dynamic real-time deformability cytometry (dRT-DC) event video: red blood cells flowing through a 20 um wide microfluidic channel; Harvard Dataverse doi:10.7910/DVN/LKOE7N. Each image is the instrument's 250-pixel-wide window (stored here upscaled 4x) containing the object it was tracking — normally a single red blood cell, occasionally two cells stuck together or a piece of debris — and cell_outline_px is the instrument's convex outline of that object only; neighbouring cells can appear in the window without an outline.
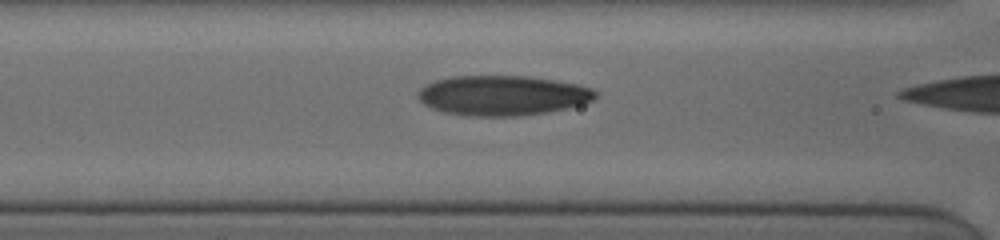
{"species": "human", "species_latin": "Homo sapiens", "temperature_condition": "cold", "stored_images_in_passage": 8, "camera_frame_rate_fps": 3000, "um_per_image_px": 0.085, "donor": {"sex": "female"}, "frame": {"image": 1, "passage_image": 6, "time_ms": 1.333, "image_size_px": [1000, 240], "cell_outline_px": [[596, 96], [592, 100], [580, 104], [548, 112], [516, 116], [472, 116], [444, 112], [432, 108], [424, 104], [416, 96], [416, 92], [424, 84], [436, 80], [452, 76], [528, 76], [576, 84], [592, 88], [596, 92]], "centroid_in_image_um": [42.65, 8.11], "position_along_channel_um": 124.0, "area_um2": 41.15}}